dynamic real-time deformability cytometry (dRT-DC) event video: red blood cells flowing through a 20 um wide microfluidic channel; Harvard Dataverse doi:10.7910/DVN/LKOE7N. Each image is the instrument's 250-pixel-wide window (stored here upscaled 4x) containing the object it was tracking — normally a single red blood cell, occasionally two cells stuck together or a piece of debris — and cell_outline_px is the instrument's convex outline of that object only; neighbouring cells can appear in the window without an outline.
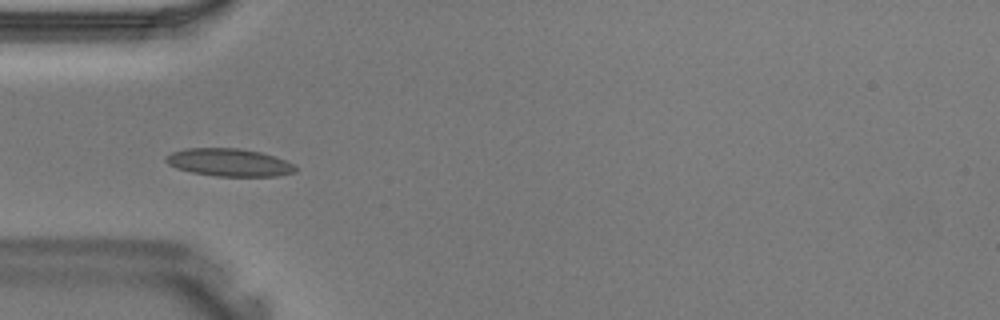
{"species": "Egyptian fruit bat (a non-hibernating species)", "species_latin": "Rousettus aegyptiacus", "temperature_condition": "warm", "stored_images_in_passage": 40, "camera_frame_rate_fps": 3000, "um_per_image_px": 0.085, "animal": {"sex": "male"}, "frame": {"image": 1, "passage_image": 12, "time_ms": 3.667, "image_size_px": [1000, 320], "cell_outline_px": [[296, 172], [276, 176], [216, 176], [192, 172], [176, 168], [168, 164], [164, 160], [164, 156], [172, 152], [184, 148], [236, 148], [260, 152], [284, 160], [292, 164], [296, 168]], "centroid_in_image_um": [19.42, 13.8], "position_along_channel_um": 65.6, "area_um2": 20.81}}
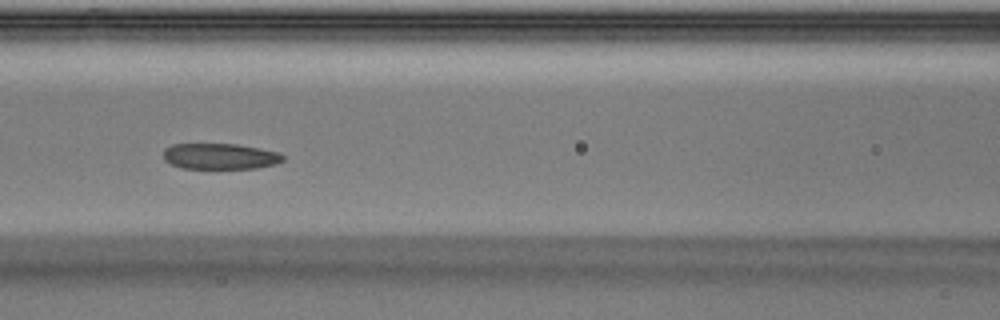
{"frame": {"image": 2, "passage_image": 17, "time_ms": 5.333, "image_size_px": [1000, 320], "cell_outline_px": [[284, 160], [276, 164], [256, 168], [180, 168], [164, 160], [164, 148], [172, 144], [236, 144], [260, 148], [280, 152], [284, 156]], "centroid_in_image_um": [18.72, 13.28], "position_along_channel_um": 147.9, "area_um2": 18.09}}
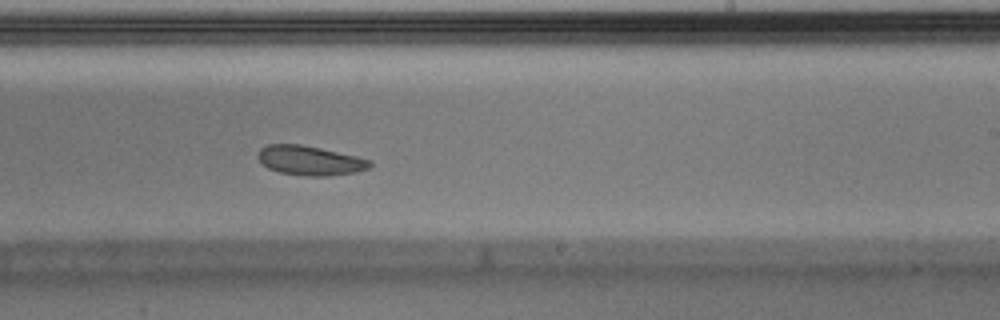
{"frame": {"image": 3, "passage_image": 24, "time_ms": 7.667, "image_size_px": [1000, 320], "cell_outline_px": [[372, 164], [368, 168], [356, 172], [328, 176], [304, 176], [280, 172], [268, 168], [256, 156], [260, 148], [268, 144], [300, 144], [320, 148], [356, 156], [372, 160]], "centroid_in_image_um": [26.34, 13.64], "position_along_channel_um": 262.7, "area_um2": 19.19}}